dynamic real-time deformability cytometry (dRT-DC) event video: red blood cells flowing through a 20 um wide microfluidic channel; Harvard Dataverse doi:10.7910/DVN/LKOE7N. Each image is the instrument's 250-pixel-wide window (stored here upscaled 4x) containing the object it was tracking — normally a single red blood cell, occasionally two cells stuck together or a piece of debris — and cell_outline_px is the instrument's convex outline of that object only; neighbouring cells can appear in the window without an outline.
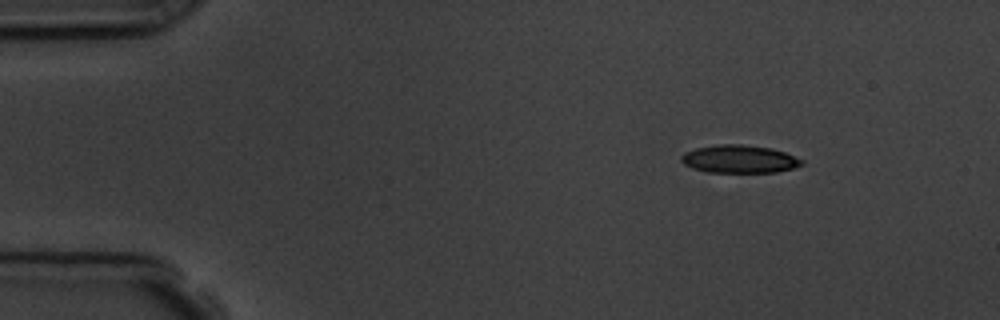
{"species": "common noctule bat (a hibernating species)", "species_latin": "Nyctalus noctula", "temperature_condition": "room temperature", "stored_images_in_passage": 8, "camera_frame_rate_fps": 3000, "um_per_image_px": 0.085, "animal": {"sex": "male", "body_mass_g": 19.5, "forearm_length_mm": 54.6}, "frame": {"image": 1, "passage_image": 1, "time_ms": 0.0, "image_size_px": [1000, 320], "cell_outline_px": [[804, 164], [792, 168], [776, 172], [704, 172], [692, 168], [684, 164], [680, 160], [680, 156], [684, 152], [696, 148], [716, 144], [740, 144], [772, 148], [784, 152], [804, 160]], "centroid_in_image_um": [62.81, 13.52], "position_along_channel_um": 22.2, "area_um2": 19.71}}
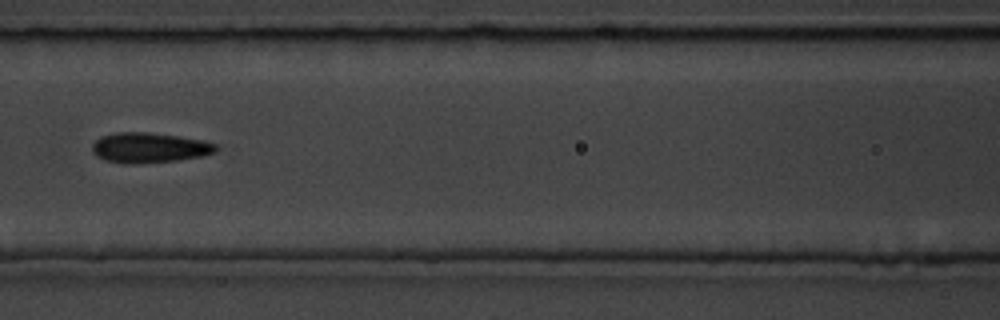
{"frame": {"image": 2, "passage_image": 5, "time_ms": 5.667, "image_size_px": [1000, 320], "cell_outline_px": [[216, 152], [200, 156], [176, 160], [136, 164], [124, 164], [104, 160], [96, 156], [92, 152], [92, 144], [100, 136], [116, 132], [148, 132], [204, 140], [216, 144]], "centroid_in_image_um": [12.63, 12.55], "position_along_channel_um": 154.0, "area_um2": 21.79}}
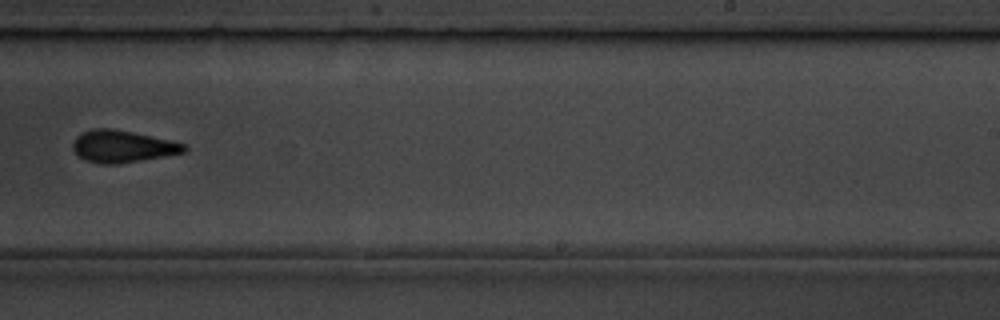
{"frame": {"image": 3, "passage_image": 8, "time_ms": 9.0, "image_size_px": [1000, 320], "cell_outline_px": [[188, 148], [184, 152], [164, 156], [120, 164], [100, 164], [84, 160], [76, 156], [72, 148], [72, 144], [76, 136], [92, 128], [112, 128], [132, 132], [168, 140], [184, 144]], "centroid_in_image_um": [10.34, 12.46], "position_along_channel_um": 278.7, "area_um2": 20.81}}